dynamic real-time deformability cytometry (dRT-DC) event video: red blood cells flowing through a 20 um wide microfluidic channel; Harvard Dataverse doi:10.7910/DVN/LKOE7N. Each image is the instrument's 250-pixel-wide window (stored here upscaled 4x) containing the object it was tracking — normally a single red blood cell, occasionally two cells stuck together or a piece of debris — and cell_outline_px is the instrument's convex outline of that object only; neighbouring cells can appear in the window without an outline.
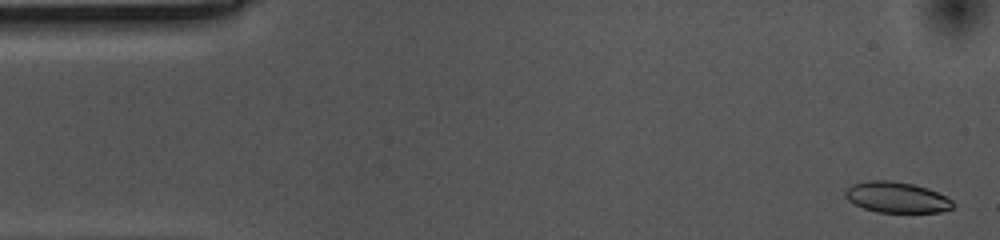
{"species": "common noctule bat (a hibernating species)", "species_latin": "Nyctalus noctula", "temperature_condition": "cold", "stored_images_in_passage": 49, "camera_frame_rate_fps": 3000, "um_per_image_px": 0.085, "animal": {"sex": "female", "body_mass_g": 10.0, "forearm_length_mm": 53.1}, "frame": {"image": 1, "passage_image": 2, "time_ms": 0.333, "image_size_px": [1000, 240], "cell_outline_px": [[956, 204], [952, 208], [940, 212], [876, 212], [864, 208], [848, 200], [844, 196], [844, 192], [852, 184], [872, 180], [892, 180], [912, 184], [928, 188], [952, 200]], "centroid_in_image_um": [76.22, 16.77], "position_along_channel_um": 8.8, "area_um2": 19.25}}
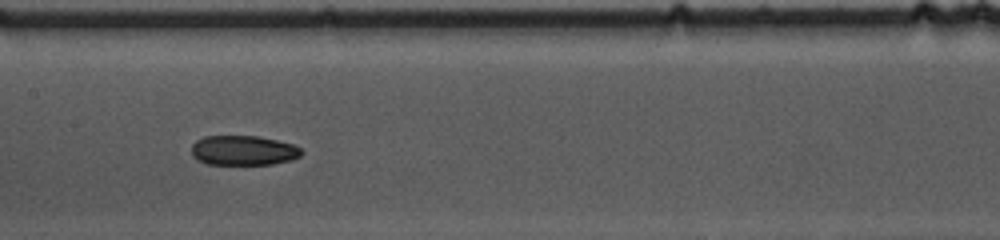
{"frame": {"image": 2, "passage_image": 26, "time_ms": 8.333, "image_size_px": [1000, 240], "cell_outline_px": [[304, 152], [300, 156], [292, 160], [272, 164], [208, 164], [196, 160], [192, 156], [192, 144], [196, 140], [204, 136], [256, 136], [276, 140], [292, 144], [300, 148]], "centroid_in_image_um": [20.67, 12.79], "position_along_channel_um": 186.7, "area_um2": 19.13}}
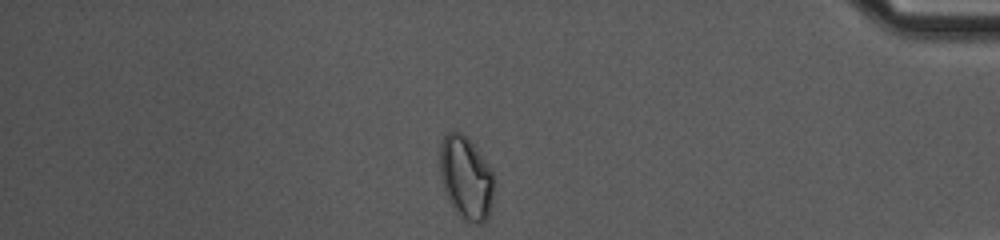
{"frame": {"image": 3, "passage_image": 47, "time_ms": 15.333, "image_size_px": [1000, 240], "cell_outline_px": [[492, 204], [488, 216], [480, 224], [472, 224], [464, 220], [456, 212], [448, 200], [440, 176], [440, 144], [444, 136], [448, 132], [460, 132], [472, 144], [492, 172]], "centroid_in_image_um": [39.57, 15.16], "position_along_channel_um": 395.6, "area_um2": 25.66}}